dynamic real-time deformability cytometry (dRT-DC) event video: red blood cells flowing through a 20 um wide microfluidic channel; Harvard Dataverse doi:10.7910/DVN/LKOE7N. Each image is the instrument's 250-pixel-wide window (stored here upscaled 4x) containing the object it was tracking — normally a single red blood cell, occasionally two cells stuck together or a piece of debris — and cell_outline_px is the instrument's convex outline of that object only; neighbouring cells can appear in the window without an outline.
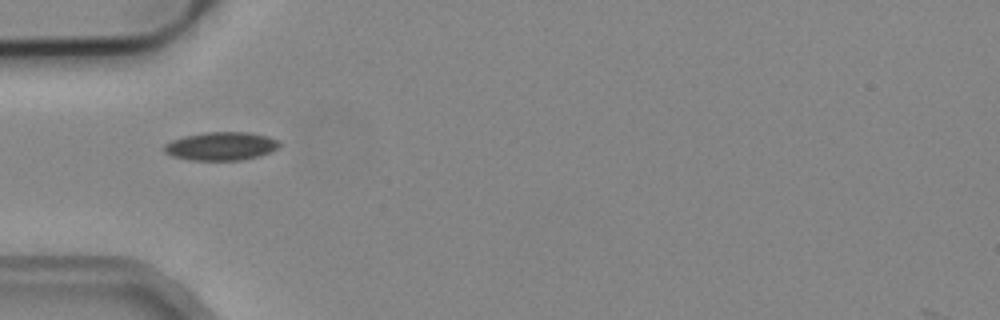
{"species": "common noctule bat (a hibernating species)", "species_latin": "Nyctalus noctula", "temperature_condition": "cold", "stored_images_in_passage": 1, "camera_frame_rate_fps": 3000, "um_per_image_px": 0.085, "animal": {"sex": "male", "body_mass_g": 19.2, "forearm_length_mm": 51.8}, "frame": {"image": 1, "passage_image": 1, "time_ms": 0.0, "image_size_px": [1000, 320], "cell_outline_px": [[280, 144], [272, 152], [260, 156], [240, 160], [188, 160], [172, 156], [164, 152], [164, 144], [172, 140], [184, 136], [204, 132], [248, 132], [268, 136], [280, 140]], "centroid_in_image_um": [18.8, 12.42], "position_along_channel_um": 66.2, "area_um2": 19.19}}